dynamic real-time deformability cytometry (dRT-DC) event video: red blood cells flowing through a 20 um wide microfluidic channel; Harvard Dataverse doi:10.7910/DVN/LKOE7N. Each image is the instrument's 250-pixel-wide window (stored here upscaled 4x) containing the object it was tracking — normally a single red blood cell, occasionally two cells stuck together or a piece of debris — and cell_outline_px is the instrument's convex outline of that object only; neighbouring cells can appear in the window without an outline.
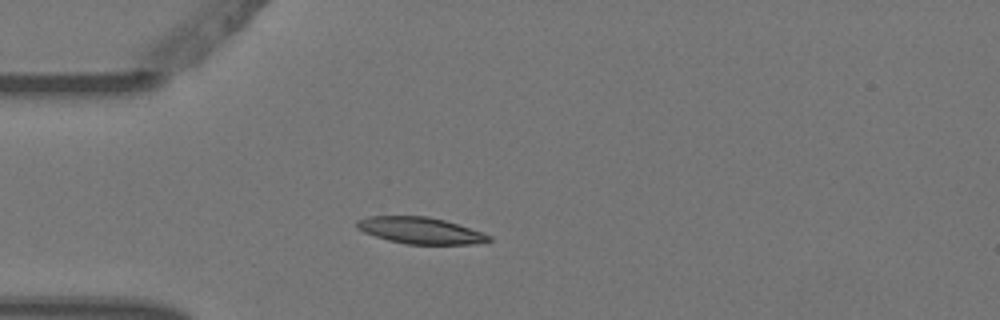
{"species": "Egyptian fruit bat (a non-hibernating species)", "species_latin": "Rousettus aegyptiacus", "temperature_condition": "warm", "stored_images_in_passage": 1, "camera_frame_rate_fps": 3000, "um_per_image_px": 0.085, "animal": {"sex": "female"}, "frame": {"image": 1, "passage_image": 1, "time_ms": 0.0, "image_size_px": [1000, 320], "cell_outline_px": [[492, 240], [480, 244], [408, 244], [388, 240], [364, 232], [356, 224], [356, 220], [368, 216], [428, 216], [444, 220], [484, 232], [492, 236]], "centroid_in_image_um": [35.79, 19.59], "position_along_channel_um": 49.2, "area_um2": 20.4}}